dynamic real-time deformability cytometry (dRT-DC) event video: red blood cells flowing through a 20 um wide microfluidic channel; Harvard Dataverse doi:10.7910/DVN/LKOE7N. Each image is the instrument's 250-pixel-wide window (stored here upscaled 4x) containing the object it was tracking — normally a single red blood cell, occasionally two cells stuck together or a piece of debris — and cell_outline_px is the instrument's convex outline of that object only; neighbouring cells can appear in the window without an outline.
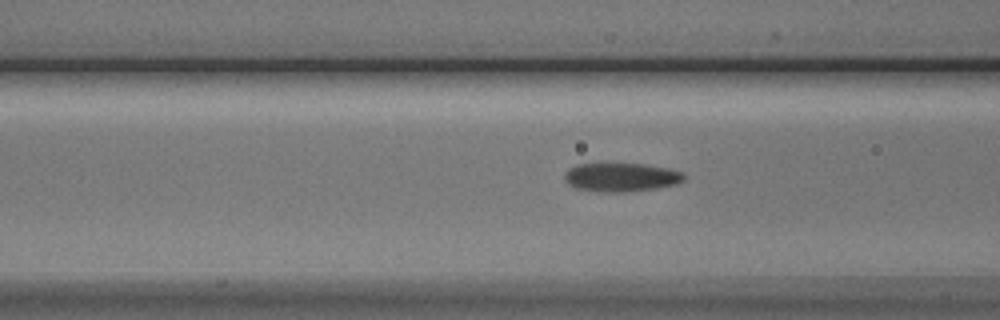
{"species": "Egyptian fruit bat (a non-hibernating species)", "species_latin": "Rousettus aegyptiacus", "temperature_condition": "cold", "stored_images_in_passage": 11, "camera_frame_rate_fps": 3000, "um_per_image_px": 0.085, "animal": {"sex": "male"}, "frame": {"image": 1, "passage_image": 8, "time_ms": 2.333, "image_size_px": [1000, 320], "cell_outline_px": [[684, 180], [676, 184], [656, 188], [624, 192], [604, 192], [576, 188], [568, 184], [564, 180], [564, 172], [568, 168], [576, 164], [644, 164], [668, 168], [684, 172]], "centroid_in_image_um": [52.78, 15.06], "position_along_channel_um": 113.8, "area_um2": 20.0}}